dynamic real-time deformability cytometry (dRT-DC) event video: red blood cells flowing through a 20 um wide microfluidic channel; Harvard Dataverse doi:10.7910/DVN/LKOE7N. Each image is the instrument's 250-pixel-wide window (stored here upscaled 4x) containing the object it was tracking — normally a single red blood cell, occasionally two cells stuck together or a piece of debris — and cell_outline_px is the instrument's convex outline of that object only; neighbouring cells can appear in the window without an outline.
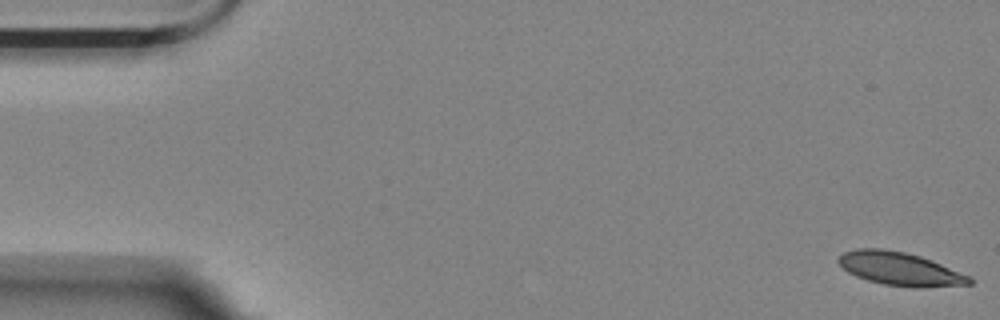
{"species": "Egyptian fruit bat (a non-hibernating species)", "species_latin": "Rousettus aegyptiacus", "temperature_condition": "room temperature", "stored_images_in_passage": 56, "camera_frame_rate_fps": 3000, "um_per_image_px": 0.085, "animal": {"sex": "female"}, "frame": {"image": 1, "passage_image": 1, "time_ms": 0.0, "image_size_px": [1000, 320], "cell_outline_px": [[972, 284], [920, 288], [912, 288], [884, 284], [868, 280], [856, 276], [848, 272], [836, 260], [844, 252], [856, 248], [880, 248], [904, 252], [920, 256], [972, 276]], "centroid_in_image_um": [76.52, 22.86], "position_along_channel_um": 8.5, "area_um2": 25.43}}
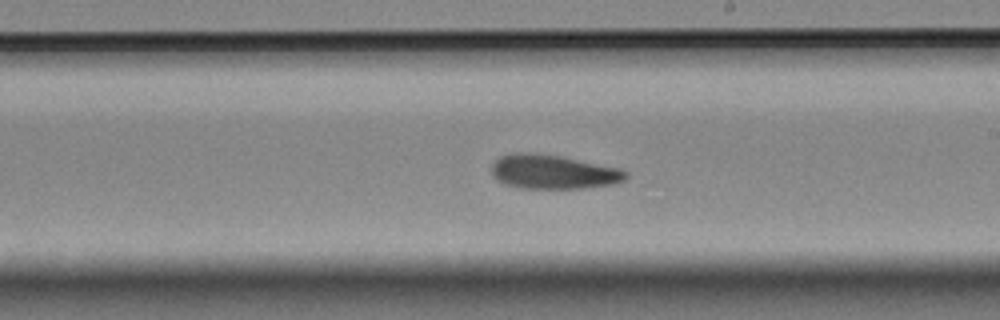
{"frame": {"image": 2, "passage_image": 32, "time_ms": 10.333, "image_size_px": [1000, 320], "cell_outline_px": [[628, 176], [624, 180], [616, 184], [584, 188], [516, 188], [504, 184], [496, 180], [492, 176], [492, 164], [500, 156], [520, 152], [524, 152], [560, 156], [620, 168], [628, 172]], "centroid_in_image_um": [47.02, 14.62], "position_along_channel_um": 242.0, "area_um2": 26.82}}
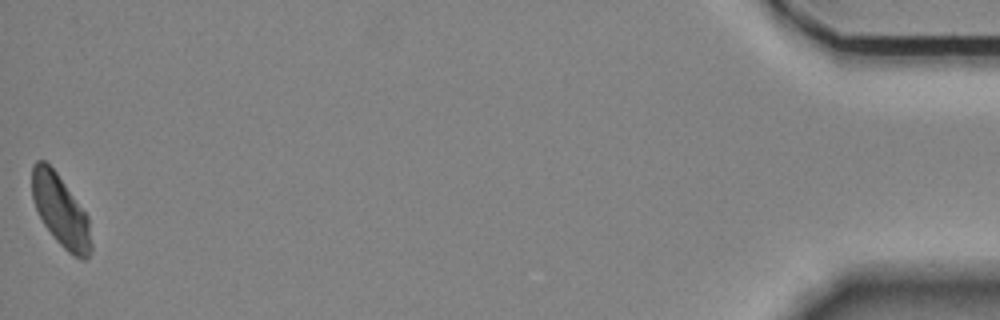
{"frame": {"image": 3, "passage_image": 56, "time_ms": 18.333, "image_size_px": [1000, 320], "cell_outline_px": [[92, 252], [84, 260], [72, 256], [56, 240], [44, 224], [32, 200], [32, 164], [36, 160], [44, 160], [56, 172], [88, 216], [92, 244]], "centroid_in_image_um": [5.16, 17.94], "position_along_channel_um": 430.0, "area_um2": 24.51}, "authors_computed_cell_mechanics": {"area_um2": 26.0967, "velocity_mm_per_s": 3.5342, "shape_relaxation_time_tau1_ms": 4.8502, "shape_relaxation_time_tau2_ms": 3.8016, "deformation_change_tau1": 0.1271, "deformation_change_tau2": 0.0974}}